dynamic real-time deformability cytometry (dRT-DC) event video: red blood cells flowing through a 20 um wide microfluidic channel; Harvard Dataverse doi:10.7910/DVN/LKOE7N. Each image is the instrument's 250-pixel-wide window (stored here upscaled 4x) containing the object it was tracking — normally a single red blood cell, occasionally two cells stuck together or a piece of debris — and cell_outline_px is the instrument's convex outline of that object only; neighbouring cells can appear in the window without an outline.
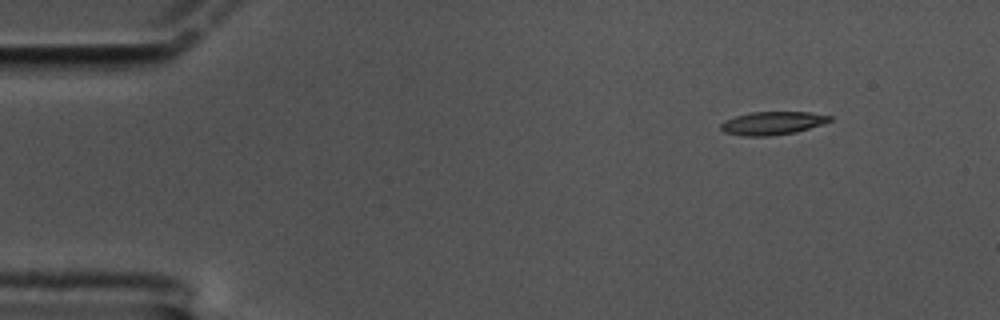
{"species": "common noctule bat (a hibernating species)", "species_latin": "Nyctalus noctula", "temperature_condition": "cold", "stored_images_in_passage": 54, "camera_frame_rate_fps": 3000, "um_per_image_px": 0.085, "animal": {"sex": "male", "body_mass_g": 17.5, "forearm_length_mm": 52.3}, "frame": {"image": 1, "passage_image": 1, "time_ms": 0.0, "image_size_px": [1000, 320], "cell_outline_px": [[832, 120], [796, 132], [772, 136], [744, 136], [724, 132], [720, 128], [720, 124], [724, 120], [736, 116], [752, 112], [812, 112], [832, 116]], "centroid_in_image_um": [65.63, 10.47], "position_along_channel_um": 19.4, "area_um2": 14.68}}
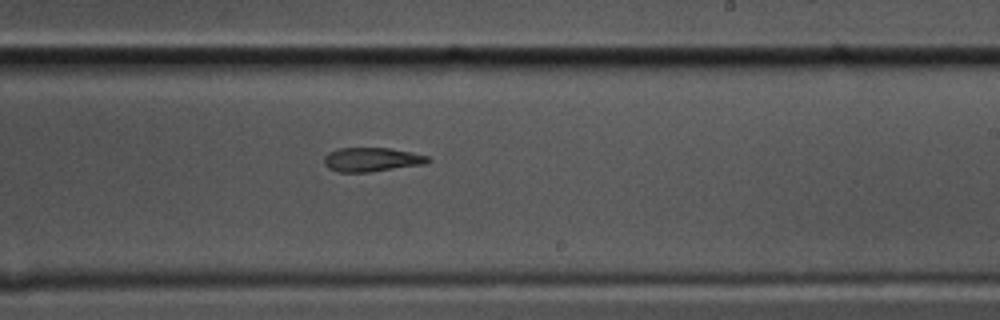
{"frame": {"image": 2, "passage_image": 30, "time_ms": 9.667, "image_size_px": [1000, 320], "cell_outline_px": [[432, 160], [424, 164], [372, 172], [336, 172], [328, 168], [324, 164], [324, 156], [328, 152], [336, 148], [388, 148], [412, 152], [428, 156]], "centroid_in_image_um": [31.57, 13.56], "position_along_channel_um": 257.4, "area_um2": 14.74}}
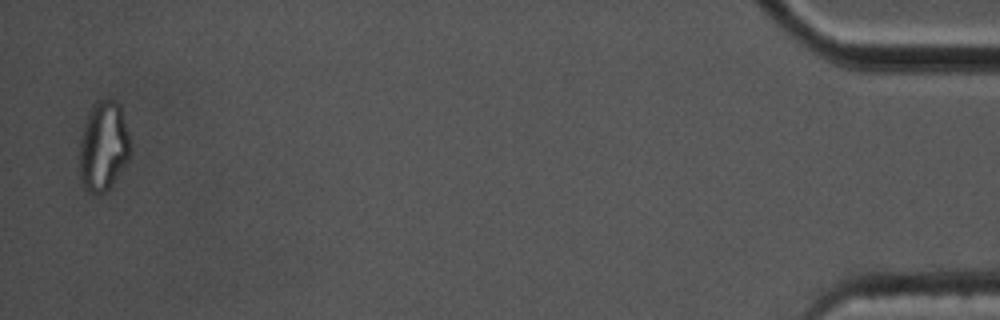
{"frame": {"image": 3, "passage_image": 53, "time_ms": 17.333, "image_size_px": [1000, 320], "cell_outline_px": [[128, 160], [108, 188], [104, 192], [88, 192], [84, 188], [80, 176], [80, 140], [84, 124], [96, 100], [116, 100], [120, 104], [128, 132]], "centroid_in_image_um": [8.77, 12.4], "position_along_channel_um": 426.4, "area_um2": 25.84}}